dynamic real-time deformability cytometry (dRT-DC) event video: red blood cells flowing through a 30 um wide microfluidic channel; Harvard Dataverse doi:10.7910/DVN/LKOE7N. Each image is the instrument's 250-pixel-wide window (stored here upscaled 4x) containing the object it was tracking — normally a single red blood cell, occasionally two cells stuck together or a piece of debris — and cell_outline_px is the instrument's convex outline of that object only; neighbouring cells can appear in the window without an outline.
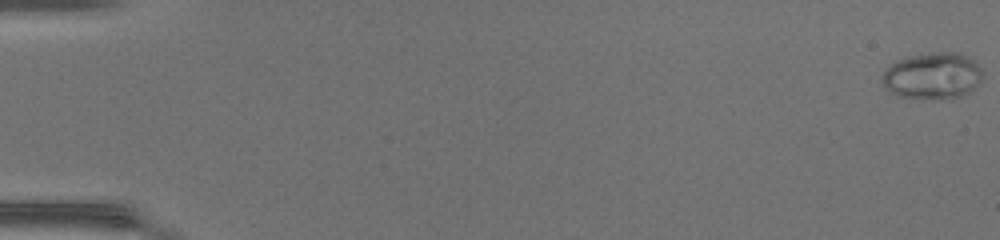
{"species": "common noctule bat (a hibernating species)", "species_latin": "Nyctalus noctula", "temperature_condition": "warm", "stored_images_in_passage": 50, "camera_frame_rate_fps": 3000, "um_per_image_px": 0.085, "animal": {"sex": "female", "body_mass_g": 17.0, "forearm_length_mm": 48.0}, "frame": {"image": 1, "passage_image": 1, "time_ms": 0.0, "image_size_px": [1000, 240], "cell_outline_px": [[980, 80], [968, 92], [960, 96], [932, 100], [896, 96], [884, 84], [880, 76], [896, 60], [912, 56], [940, 52], [956, 52], [972, 60], [980, 68]], "centroid_in_image_um": [79.22, 6.47], "position_along_channel_um": 5.8, "area_um2": 26.65}}
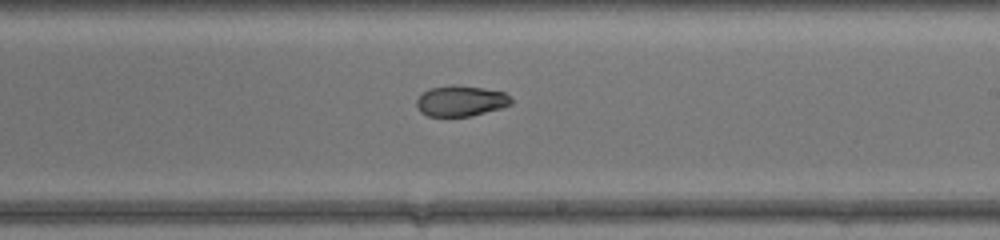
{"frame": {"image": 2, "passage_image": 31, "time_ms": 10.0, "image_size_px": [1000, 240], "cell_outline_px": [[512, 104], [500, 108], [468, 116], [428, 116], [420, 112], [416, 108], [416, 100], [424, 92], [432, 88], [452, 84], [456, 84], [484, 88], [504, 92], [512, 100]], "centroid_in_image_um": [39.14, 8.57], "position_along_channel_um": 249.9, "area_um2": 16.82}}
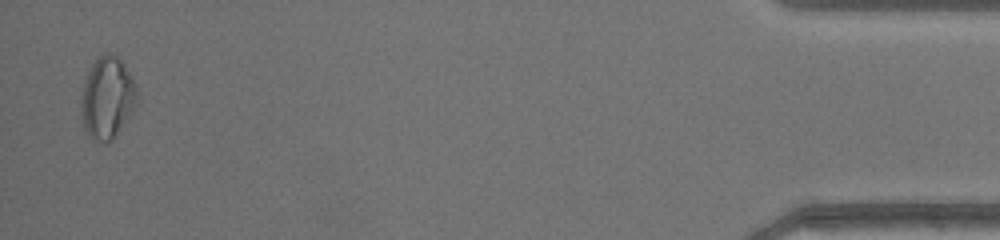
{"frame": {"image": 3, "passage_image": 49, "time_ms": 16.0, "image_size_px": [1000, 240], "cell_outline_px": [[136, 100], [132, 108], [112, 140], [100, 140], [88, 136], [84, 128], [80, 112], [80, 100], [84, 80], [92, 64], [100, 56], [112, 52], [124, 64], [132, 76], [136, 84]], "centroid_in_image_um": [9.07, 8.27], "position_along_channel_um": 426.1, "area_um2": 26.01}, "authors_computed_cell_mechanics": {"area_um2": 20.7791, "velocity_mm_per_s": 4.3356, "shape_relaxation_time_tau1_ms": null, "shape_relaxation_time_tau2_ms": 1.4168, "deformation_change_tau1": null, "deformation_change_tau2": 0.0487}}